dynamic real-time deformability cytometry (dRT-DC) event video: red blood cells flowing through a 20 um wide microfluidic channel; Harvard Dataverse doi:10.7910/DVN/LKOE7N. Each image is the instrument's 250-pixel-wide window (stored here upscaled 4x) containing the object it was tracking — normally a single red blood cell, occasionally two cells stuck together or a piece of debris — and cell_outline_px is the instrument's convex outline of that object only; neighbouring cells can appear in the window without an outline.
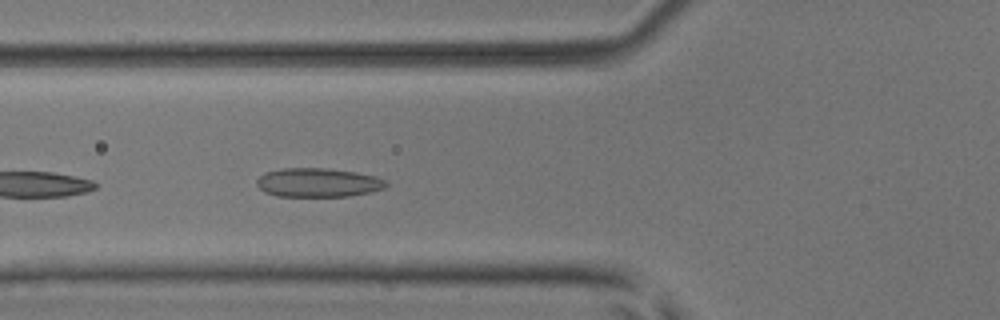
{"species": "common noctule bat (a hibernating species)", "species_latin": "Nyctalus noctula", "temperature_condition": "room temperature", "stored_images_in_passage": 6, "camera_frame_rate_fps": 3000, "um_per_image_px": 0.085, "animal": {"sex": "male", "body_mass_g": 17.9, "forearm_length_mm": 54.2}, "frame": {"image": 1, "passage_image": 6, "time_ms": 1.667, "image_size_px": [1000, 320], "cell_outline_px": [[388, 184], [384, 188], [372, 192], [348, 196], [276, 196], [264, 192], [256, 184], [256, 180], [264, 172], [280, 168], [324, 168], [356, 172], [376, 176], [388, 180]], "centroid_in_image_um": [27.04, 15.51], "position_along_channel_um": 98.8, "area_um2": 22.02}}